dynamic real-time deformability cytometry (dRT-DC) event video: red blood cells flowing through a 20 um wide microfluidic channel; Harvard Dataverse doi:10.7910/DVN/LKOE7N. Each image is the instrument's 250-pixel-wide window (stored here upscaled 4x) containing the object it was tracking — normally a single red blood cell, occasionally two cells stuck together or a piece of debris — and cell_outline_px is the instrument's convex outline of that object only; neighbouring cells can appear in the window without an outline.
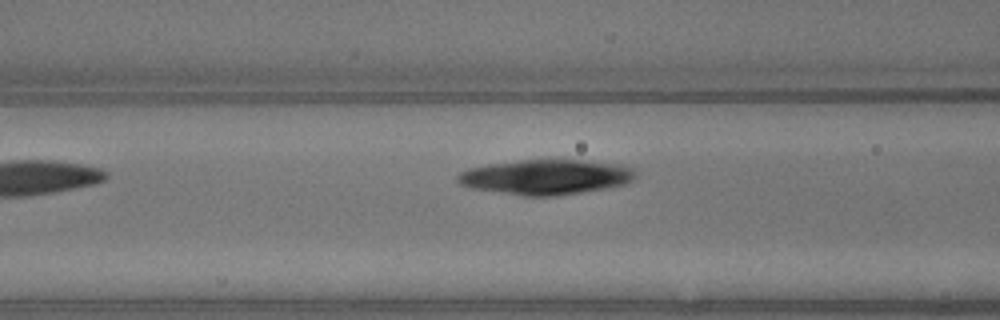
{"species": "common noctule bat (a hibernating species)", "species_latin": "Nyctalus noctula", "temperature_condition": "warm", "stored_images_in_passage": 7, "camera_frame_rate_fps": 3000, "um_per_image_px": 0.085, "animal": {"sex": "male", "body_mass_g": 13.3}, "frame": {"image": 1, "passage_image": 7, "time_ms": 2.0, "image_size_px": [1000, 320], "cell_outline_px": [[636, 176], [632, 180], [624, 184], [608, 188], [556, 196], [524, 196], [472, 188], [460, 184], [456, 180], [456, 176], [460, 172], [468, 168], [488, 164], [552, 156], [556, 156], [628, 164], [636, 168]], "centroid_in_image_um": [46.5, 14.98], "position_along_channel_um": 120.1, "area_um2": 37.97}}